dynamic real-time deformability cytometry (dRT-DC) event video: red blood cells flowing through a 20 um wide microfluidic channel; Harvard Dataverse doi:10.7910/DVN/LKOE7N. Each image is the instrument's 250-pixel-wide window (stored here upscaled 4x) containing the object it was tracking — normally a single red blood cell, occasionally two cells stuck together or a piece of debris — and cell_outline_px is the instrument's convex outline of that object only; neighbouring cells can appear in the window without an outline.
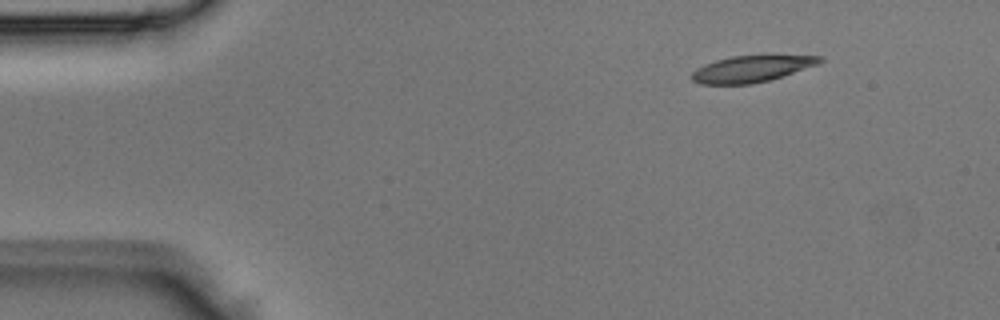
{"species": "Egyptian fruit bat (a non-hibernating species)", "species_latin": "Rousettus aegyptiacus", "temperature_condition": "room temperature", "stored_images_in_passage": 3, "camera_frame_rate_fps": 3000, "um_per_image_px": 0.085, "animal": {"sex": "male"}, "frame": {"image": 1, "passage_image": 1, "time_ms": 0.0, "image_size_px": [1000, 320], "cell_outline_px": [[824, 60], [816, 64], [784, 76], [752, 84], [700, 84], [692, 80], [692, 72], [696, 68], [704, 64], [716, 60], [732, 56], [824, 56]], "centroid_in_image_um": [63.84, 5.86], "position_along_channel_um": 21.2, "area_um2": 19.42}}
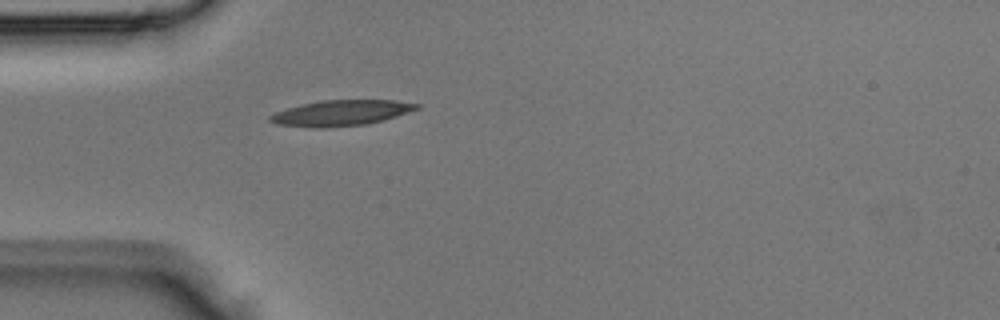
{"frame": {"image": 2, "passage_image": 3, "time_ms": 0.667, "image_size_px": [1000, 320], "cell_outline_px": [[420, 108], [384, 120], [368, 124], [328, 128], [316, 128], [276, 124], [268, 120], [268, 116], [276, 112], [288, 108], [304, 104], [324, 100], [396, 100], [420, 104]], "centroid_in_image_um": [29.01, 9.61], "position_along_channel_um": 56.0, "area_um2": 21.91}}